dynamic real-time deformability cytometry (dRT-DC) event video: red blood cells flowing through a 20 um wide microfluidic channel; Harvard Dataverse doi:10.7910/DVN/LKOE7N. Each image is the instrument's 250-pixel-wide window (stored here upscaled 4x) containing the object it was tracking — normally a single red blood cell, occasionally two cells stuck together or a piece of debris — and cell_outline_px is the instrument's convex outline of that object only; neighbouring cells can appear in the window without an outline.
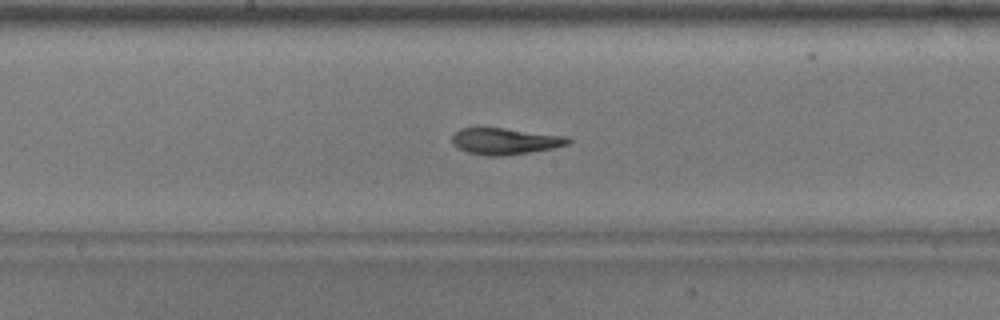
{"species": "common noctule bat (a hibernating species)", "species_latin": "Nyctalus noctula", "temperature_condition": "warm", "stored_images_in_passage": 41, "camera_frame_rate_fps": 3000, "um_per_image_px": 0.085, "animal": {"sex": "male", "body_mass_g": 17.9}, "frame": {"image": 1, "passage_image": 17, "time_ms": 5.333, "image_size_px": [1000, 320], "cell_outline_px": [[572, 140], [568, 144], [552, 148], [528, 152], [500, 156], [484, 156], [468, 152], [452, 144], [452, 136], [460, 128], [504, 128], [568, 136]], "centroid_in_image_um": [42.93, 12.0], "position_along_channel_um": 205.3, "area_um2": 17.74}}
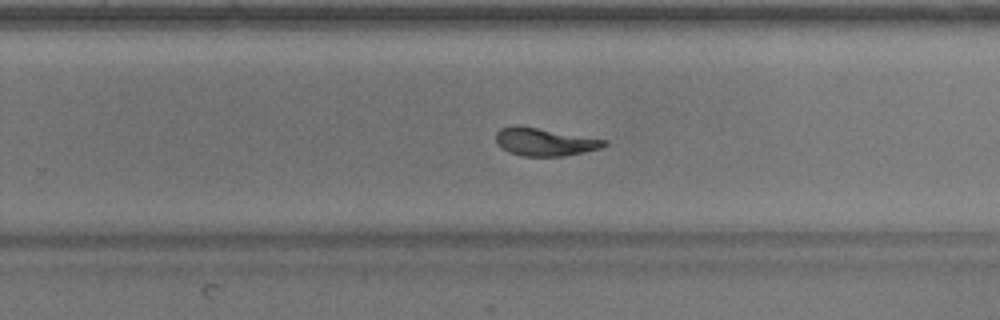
{"frame": {"image": 2, "passage_image": 23, "time_ms": 7.333, "image_size_px": [1000, 320], "cell_outline_px": [[608, 144], [600, 148], [584, 152], [564, 156], [520, 156], [508, 152], [500, 148], [496, 144], [496, 132], [500, 128], [516, 124], [608, 140]], "centroid_in_image_um": [46.25, 12.06], "position_along_channel_um": 283.6, "area_um2": 17.8}}
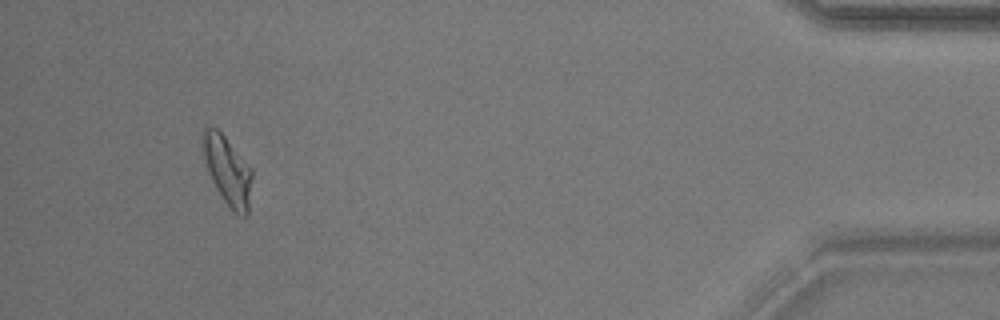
{"frame": {"image": 3, "passage_image": 38, "time_ms": 12.333, "image_size_px": [1000, 320], "cell_outline_px": [[252, 176], [248, 216], [240, 216], [232, 212], [216, 188], [208, 172], [200, 148], [200, 136], [204, 128], [216, 128], [224, 136], [252, 168]], "centroid_in_image_um": [19.31, 14.5], "position_along_channel_um": 415.9, "area_um2": 20.0}}